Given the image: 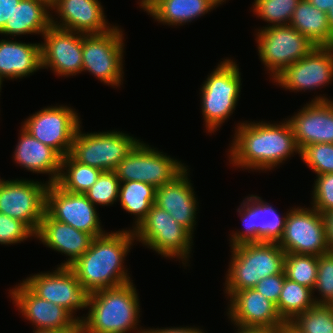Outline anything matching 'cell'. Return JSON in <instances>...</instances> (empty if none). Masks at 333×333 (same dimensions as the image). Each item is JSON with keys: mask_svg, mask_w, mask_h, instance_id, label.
I'll return each instance as SVG.
<instances>
[{"mask_svg": "<svg viewBox=\"0 0 333 333\" xmlns=\"http://www.w3.org/2000/svg\"><path fill=\"white\" fill-rule=\"evenodd\" d=\"M230 163L245 169L270 170L294 152L300 155L289 121L238 123L230 147Z\"/></svg>", "mask_w": 333, "mask_h": 333, "instance_id": "obj_1", "label": "cell"}, {"mask_svg": "<svg viewBox=\"0 0 333 333\" xmlns=\"http://www.w3.org/2000/svg\"><path fill=\"white\" fill-rule=\"evenodd\" d=\"M134 239L130 229L95 237L90 248L69 266L88 294L132 281L123 261Z\"/></svg>", "mask_w": 333, "mask_h": 333, "instance_id": "obj_2", "label": "cell"}, {"mask_svg": "<svg viewBox=\"0 0 333 333\" xmlns=\"http://www.w3.org/2000/svg\"><path fill=\"white\" fill-rule=\"evenodd\" d=\"M86 308L88 316L80 318L81 333H128L132 329L146 332L136 326L140 306L132 281L88 294Z\"/></svg>", "mask_w": 333, "mask_h": 333, "instance_id": "obj_3", "label": "cell"}, {"mask_svg": "<svg viewBox=\"0 0 333 333\" xmlns=\"http://www.w3.org/2000/svg\"><path fill=\"white\" fill-rule=\"evenodd\" d=\"M232 260L226 275V289L234 292L253 288L265 277L284 270L285 251L276 242H254L233 246Z\"/></svg>", "mask_w": 333, "mask_h": 333, "instance_id": "obj_4", "label": "cell"}, {"mask_svg": "<svg viewBox=\"0 0 333 333\" xmlns=\"http://www.w3.org/2000/svg\"><path fill=\"white\" fill-rule=\"evenodd\" d=\"M239 67L233 60L221 61L202 84V114L208 132H215L233 114L241 91Z\"/></svg>", "mask_w": 333, "mask_h": 333, "instance_id": "obj_5", "label": "cell"}, {"mask_svg": "<svg viewBox=\"0 0 333 333\" xmlns=\"http://www.w3.org/2000/svg\"><path fill=\"white\" fill-rule=\"evenodd\" d=\"M132 231L135 240L163 257L187 261L193 243L192 234L159 206L153 204L146 217Z\"/></svg>", "mask_w": 333, "mask_h": 333, "instance_id": "obj_6", "label": "cell"}, {"mask_svg": "<svg viewBox=\"0 0 333 333\" xmlns=\"http://www.w3.org/2000/svg\"><path fill=\"white\" fill-rule=\"evenodd\" d=\"M78 127L70 155L78 162L102 171H114L140 142L122 131L82 133Z\"/></svg>", "mask_w": 333, "mask_h": 333, "instance_id": "obj_7", "label": "cell"}, {"mask_svg": "<svg viewBox=\"0 0 333 333\" xmlns=\"http://www.w3.org/2000/svg\"><path fill=\"white\" fill-rule=\"evenodd\" d=\"M123 46V32L117 26L102 34H82V72L92 73L105 84L120 86Z\"/></svg>", "mask_w": 333, "mask_h": 333, "instance_id": "obj_8", "label": "cell"}, {"mask_svg": "<svg viewBox=\"0 0 333 333\" xmlns=\"http://www.w3.org/2000/svg\"><path fill=\"white\" fill-rule=\"evenodd\" d=\"M259 57L272 79L285 68L308 55L316 46L290 25L267 26L258 30Z\"/></svg>", "mask_w": 333, "mask_h": 333, "instance_id": "obj_9", "label": "cell"}, {"mask_svg": "<svg viewBox=\"0 0 333 333\" xmlns=\"http://www.w3.org/2000/svg\"><path fill=\"white\" fill-rule=\"evenodd\" d=\"M155 149L140 141L114 170L120 182L140 181L157 188L172 182L186 169L178 160Z\"/></svg>", "mask_w": 333, "mask_h": 333, "instance_id": "obj_10", "label": "cell"}, {"mask_svg": "<svg viewBox=\"0 0 333 333\" xmlns=\"http://www.w3.org/2000/svg\"><path fill=\"white\" fill-rule=\"evenodd\" d=\"M278 245L285 253L316 256L329 253L323 215L313 207L291 209Z\"/></svg>", "mask_w": 333, "mask_h": 333, "instance_id": "obj_11", "label": "cell"}, {"mask_svg": "<svg viewBox=\"0 0 333 333\" xmlns=\"http://www.w3.org/2000/svg\"><path fill=\"white\" fill-rule=\"evenodd\" d=\"M80 117L67 106H51L35 112L22 128L35 139L56 150L62 157L70 154Z\"/></svg>", "mask_w": 333, "mask_h": 333, "instance_id": "obj_12", "label": "cell"}, {"mask_svg": "<svg viewBox=\"0 0 333 333\" xmlns=\"http://www.w3.org/2000/svg\"><path fill=\"white\" fill-rule=\"evenodd\" d=\"M48 186L47 182L6 180L0 188V213L23 221L37 233L46 212Z\"/></svg>", "mask_w": 333, "mask_h": 333, "instance_id": "obj_13", "label": "cell"}, {"mask_svg": "<svg viewBox=\"0 0 333 333\" xmlns=\"http://www.w3.org/2000/svg\"><path fill=\"white\" fill-rule=\"evenodd\" d=\"M85 194L61 189L56 183L49 184L46 192V212L55 220L84 231L94 238L105 235L99 216Z\"/></svg>", "mask_w": 333, "mask_h": 333, "instance_id": "obj_14", "label": "cell"}, {"mask_svg": "<svg viewBox=\"0 0 333 333\" xmlns=\"http://www.w3.org/2000/svg\"><path fill=\"white\" fill-rule=\"evenodd\" d=\"M269 203L261 197L251 195L238 208L245 231L234 232L231 247L254 242H276L282 238L286 215L282 218Z\"/></svg>", "mask_w": 333, "mask_h": 333, "instance_id": "obj_15", "label": "cell"}, {"mask_svg": "<svg viewBox=\"0 0 333 333\" xmlns=\"http://www.w3.org/2000/svg\"><path fill=\"white\" fill-rule=\"evenodd\" d=\"M39 298L65 308L73 317L76 309L87 306L88 293L69 266H59L52 273H39L23 280Z\"/></svg>", "mask_w": 333, "mask_h": 333, "instance_id": "obj_16", "label": "cell"}, {"mask_svg": "<svg viewBox=\"0 0 333 333\" xmlns=\"http://www.w3.org/2000/svg\"><path fill=\"white\" fill-rule=\"evenodd\" d=\"M284 89L313 90L333 80V47H315L274 79Z\"/></svg>", "mask_w": 333, "mask_h": 333, "instance_id": "obj_17", "label": "cell"}, {"mask_svg": "<svg viewBox=\"0 0 333 333\" xmlns=\"http://www.w3.org/2000/svg\"><path fill=\"white\" fill-rule=\"evenodd\" d=\"M78 34V35H76ZM41 68L50 67L59 76L82 72V34L50 26L43 34Z\"/></svg>", "mask_w": 333, "mask_h": 333, "instance_id": "obj_18", "label": "cell"}, {"mask_svg": "<svg viewBox=\"0 0 333 333\" xmlns=\"http://www.w3.org/2000/svg\"><path fill=\"white\" fill-rule=\"evenodd\" d=\"M13 303L36 330H80V317L73 316L63 307L39 298L23 282L10 290Z\"/></svg>", "mask_w": 333, "mask_h": 333, "instance_id": "obj_19", "label": "cell"}, {"mask_svg": "<svg viewBox=\"0 0 333 333\" xmlns=\"http://www.w3.org/2000/svg\"><path fill=\"white\" fill-rule=\"evenodd\" d=\"M288 121L300 151L311 144H333V101L317 96Z\"/></svg>", "mask_w": 333, "mask_h": 333, "instance_id": "obj_20", "label": "cell"}, {"mask_svg": "<svg viewBox=\"0 0 333 333\" xmlns=\"http://www.w3.org/2000/svg\"><path fill=\"white\" fill-rule=\"evenodd\" d=\"M230 301L227 313L234 325L279 330L285 323L277 311L276 304L254 288L234 292Z\"/></svg>", "mask_w": 333, "mask_h": 333, "instance_id": "obj_21", "label": "cell"}, {"mask_svg": "<svg viewBox=\"0 0 333 333\" xmlns=\"http://www.w3.org/2000/svg\"><path fill=\"white\" fill-rule=\"evenodd\" d=\"M100 3L98 0H55L50 8L56 9L62 23L51 17V25L85 35L106 33L113 27L107 23Z\"/></svg>", "mask_w": 333, "mask_h": 333, "instance_id": "obj_22", "label": "cell"}, {"mask_svg": "<svg viewBox=\"0 0 333 333\" xmlns=\"http://www.w3.org/2000/svg\"><path fill=\"white\" fill-rule=\"evenodd\" d=\"M187 170L172 182L156 188L154 204L169 212L176 222L193 234L198 202Z\"/></svg>", "mask_w": 333, "mask_h": 333, "instance_id": "obj_23", "label": "cell"}, {"mask_svg": "<svg viewBox=\"0 0 333 333\" xmlns=\"http://www.w3.org/2000/svg\"><path fill=\"white\" fill-rule=\"evenodd\" d=\"M36 237L47 247L69 256L59 266H70L89 248L94 237L84 231L53 219L45 212Z\"/></svg>", "mask_w": 333, "mask_h": 333, "instance_id": "obj_24", "label": "cell"}, {"mask_svg": "<svg viewBox=\"0 0 333 333\" xmlns=\"http://www.w3.org/2000/svg\"><path fill=\"white\" fill-rule=\"evenodd\" d=\"M15 148L14 161L33 173H49V184L56 183L60 174L62 156L53 148L35 139L23 128Z\"/></svg>", "mask_w": 333, "mask_h": 333, "instance_id": "obj_25", "label": "cell"}, {"mask_svg": "<svg viewBox=\"0 0 333 333\" xmlns=\"http://www.w3.org/2000/svg\"><path fill=\"white\" fill-rule=\"evenodd\" d=\"M41 69V44L0 41V79H17Z\"/></svg>", "mask_w": 333, "mask_h": 333, "instance_id": "obj_26", "label": "cell"}, {"mask_svg": "<svg viewBox=\"0 0 333 333\" xmlns=\"http://www.w3.org/2000/svg\"><path fill=\"white\" fill-rule=\"evenodd\" d=\"M226 0H151L143 9L163 24L182 25L200 17Z\"/></svg>", "mask_w": 333, "mask_h": 333, "instance_id": "obj_27", "label": "cell"}, {"mask_svg": "<svg viewBox=\"0 0 333 333\" xmlns=\"http://www.w3.org/2000/svg\"><path fill=\"white\" fill-rule=\"evenodd\" d=\"M51 5L46 0H21L16 5L11 19H8L0 34L17 36L41 35L51 26Z\"/></svg>", "mask_w": 333, "mask_h": 333, "instance_id": "obj_28", "label": "cell"}, {"mask_svg": "<svg viewBox=\"0 0 333 333\" xmlns=\"http://www.w3.org/2000/svg\"><path fill=\"white\" fill-rule=\"evenodd\" d=\"M290 26L307 37L316 47H333V35L324 11L308 0H300L293 12Z\"/></svg>", "mask_w": 333, "mask_h": 333, "instance_id": "obj_29", "label": "cell"}, {"mask_svg": "<svg viewBox=\"0 0 333 333\" xmlns=\"http://www.w3.org/2000/svg\"><path fill=\"white\" fill-rule=\"evenodd\" d=\"M102 172L98 168L76 161L68 154L62 157L60 174L56 184L65 191L84 194L95 184Z\"/></svg>", "mask_w": 333, "mask_h": 333, "instance_id": "obj_30", "label": "cell"}, {"mask_svg": "<svg viewBox=\"0 0 333 333\" xmlns=\"http://www.w3.org/2000/svg\"><path fill=\"white\" fill-rule=\"evenodd\" d=\"M155 190L152 184L145 182H120L118 200L124 210L137 217L136 226L146 217L155 203Z\"/></svg>", "mask_w": 333, "mask_h": 333, "instance_id": "obj_31", "label": "cell"}, {"mask_svg": "<svg viewBox=\"0 0 333 333\" xmlns=\"http://www.w3.org/2000/svg\"><path fill=\"white\" fill-rule=\"evenodd\" d=\"M314 291L304 285L285 278L283 288L276 304L277 311L284 322H292L298 315L316 304Z\"/></svg>", "mask_w": 333, "mask_h": 333, "instance_id": "obj_32", "label": "cell"}, {"mask_svg": "<svg viewBox=\"0 0 333 333\" xmlns=\"http://www.w3.org/2000/svg\"><path fill=\"white\" fill-rule=\"evenodd\" d=\"M318 272V256L286 253L284 273L286 278L313 290Z\"/></svg>", "mask_w": 333, "mask_h": 333, "instance_id": "obj_33", "label": "cell"}, {"mask_svg": "<svg viewBox=\"0 0 333 333\" xmlns=\"http://www.w3.org/2000/svg\"><path fill=\"white\" fill-rule=\"evenodd\" d=\"M302 333H333V308L315 304L291 322Z\"/></svg>", "mask_w": 333, "mask_h": 333, "instance_id": "obj_34", "label": "cell"}, {"mask_svg": "<svg viewBox=\"0 0 333 333\" xmlns=\"http://www.w3.org/2000/svg\"><path fill=\"white\" fill-rule=\"evenodd\" d=\"M253 12L271 26L289 25L300 0H254Z\"/></svg>", "mask_w": 333, "mask_h": 333, "instance_id": "obj_35", "label": "cell"}, {"mask_svg": "<svg viewBox=\"0 0 333 333\" xmlns=\"http://www.w3.org/2000/svg\"><path fill=\"white\" fill-rule=\"evenodd\" d=\"M120 180L114 171H103L84 194L93 205H111L117 201Z\"/></svg>", "mask_w": 333, "mask_h": 333, "instance_id": "obj_36", "label": "cell"}, {"mask_svg": "<svg viewBox=\"0 0 333 333\" xmlns=\"http://www.w3.org/2000/svg\"><path fill=\"white\" fill-rule=\"evenodd\" d=\"M301 159L317 175L333 173V144L317 143L300 151Z\"/></svg>", "mask_w": 333, "mask_h": 333, "instance_id": "obj_37", "label": "cell"}, {"mask_svg": "<svg viewBox=\"0 0 333 333\" xmlns=\"http://www.w3.org/2000/svg\"><path fill=\"white\" fill-rule=\"evenodd\" d=\"M318 290L322 299L316 304H330L333 300V252L318 256L317 279L313 290Z\"/></svg>", "mask_w": 333, "mask_h": 333, "instance_id": "obj_38", "label": "cell"}, {"mask_svg": "<svg viewBox=\"0 0 333 333\" xmlns=\"http://www.w3.org/2000/svg\"><path fill=\"white\" fill-rule=\"evenodd\" d=\"M36 233L23 221L0 213V244L21 243Z\"/></svg>", "mask_w": 333, "mask_h": 333, "instance_id": "obj_39", "label": "cell"}, {"mask_svg": "<svg viewBox=\"0 0 333 333\" xmlns=\"http://www.w3.org/2000/svg\"><path fill=\"white\" fill-rule=\"evenodd\" d=\"M313 188V208L322 215L333 210V173L317 175Z\"/></svg>", "mask_w": 333, "mask_h": 333, "instance_id": "obj_40", "label": "cell"}, {"mask_svg": "<svg viewBox=\"0 0 333 333\" xmlns=\"http://www.w3.org/2000/svg\"><path fill=\"white\" fill-rule=\"evenodd\" d=\"M286 276L284 270L280 274L271 275L260 280L253 288L264 295L267 299L277 304L284 280Z\"/></svg>", "mask_w": 333, "mask_h": 333, "instance_id": "obj_41", "label": "cell"}, {"mask_svg": "<svg viewBox=\"0 0 333 333\" xmlns=\"http://www.w3.org/2000/svg\"><path fill=\"white\" fill-rule=\"evenodd\" d=\"M21 0H0V31L4 28L8 19H11L16 5Z\"/></svg>", "mask_w": 333, "mask_h": 333, "instance_id": "obj_42", "label": "cell"}, {"mask_svg": "<svg viewBox=\"0 0 333 333\" xmlns=\"http://www.w3.org/2000/svg\"><path fill=\"white\" fill-rule=\"evenodd\" d=\"M326 226V241L330 252H333V210L323 214Z\"/></svg>", "mask_w": 333, "mask_h": 333, "instance_id": "obj_43", "label": "cell"}, {"mask_svg": "<svg viewBox=\"0 0 333 333\" xmlns=\"http://www.w3.org/2000/svg\"><path fill=\"white\" fill-rule=\"evenodd\" d=\"M145 333H204L202 329L194 328V327H171V328H163V329H146Z\"/></svg>", "mask_w": 333, "mask_h": 333, "instance_id": "obj_44", "label": "cell"}, {"mask_svg": "<svg viewBox=\"0 0 333 333\" xmlns=\"http://www.w3.org/2000/svg\"><path fill=\"white\" fill-rule=\"evenodd\" d=\"M237 327V333H278L277 329H271L266 327H244L239 325H237Z\"/></svg>", "mask_w": 333, "mask_h": 333, "instance_id": "obj_45", "label": "cell"}, {"mask_svg": "<svg viewBox=\"0 0 333 333\" xmlns=\"http://www.w3.org/2000/svg\"><path fill=\"white\" fill-rule=\"evenodd\" d=\"M308 1L316 8L326 13L333 5V0H308Z\"/></svg>", "mask_w": 333, "mask_h": 333, "instance_id": "obj_46", "label": "cell"}, {"mask_svg": "<svg viewBox=\"0 0 333 333\" xmlns=\"http://www.w3.org/2000/svg\"><path fill=\"white\" fill-rule=\"evenodd\" d=\"M278 333H302L291 322H285L278 330Z\"/></svg>", "mask_w": 333, "mask_h": 333, "instance_id": "obj_47", "label": "cell"}, {"mask_svg": "<svg viewBox=\"0 0 333 333\" xmlns=\"http://www.w3.org/2000/svg\"><path fill=\"white\" fill-rule=\"evenodd\" d=\"M34 333H81L80 330H33Z\"/></svg>", "mask_w": 333, "mask_h": 333, "instance_id": "obj_48", "label": "cell"}, {"mask_svg": "<svg viewBox=\"0 0 333 333\" xmlns=\"http://www.w3.org/2000/svg\"><path fill=\"white\" fill-rule=\"evenodd\" d=\"M327 16H328V24H329V27L331 29L332 35H333V5L331 6L329 11L327 12Z\"/></svg>", "mask_w": 333, "mask_h": 333, "instance_id": "obj_49", "label": "cell"}, {"mask_svg": "<svg viewBox=\"0 0 333 333\" xmlns=\"http://www.w3.org/2000/svg\"><path fill=\"white\" fill-rule=\"evenodd\" d=\"M151 0H140L141 8H144Z\"/></svg>", "mask_w": 333, "mask_h": 333, "instance_id": "obj_50", "label": "cell"}, {"mask_svg": "<svg viewBox=\"0 0 333 333\" xmlns=\"http://www.w3.org/2000/svg\"><path fill=\"white\" fill-rule=\"evenodd\" d=\"M5 182V180L0 179V188L4 185Z\"/></svg>", "mask_w": 333, "mask_h": 333, "instance_id": "obj_51", "label": "cell"}, {"mask_svg": "<svg viewBox=\"0 0 333 333\" xmlns=\"http://www.w3.org/2000/svg\"><path fill=\"white\" fill-rule=\"evenodd\" d=\"M50 5L55 1V0H46Z\"/></svg>", "mask_w": 333, "mask_h": 333, "instance_id": "obj_52", "label": "cell"}, {"mask_svg": "<svg viewBox=\"0 0 333 333\" xmlns=\"http://www.w3.org/2000/svg\"><path fill=\"white\" fill-rule=\"evenodd\" d=\"M329 305L333 308V300L331 301V303Z\"/></svg>", "mask_w": 333, "mask_h": 333, "instance_id": "obj_53", "label": "cell"}]
</instances>
